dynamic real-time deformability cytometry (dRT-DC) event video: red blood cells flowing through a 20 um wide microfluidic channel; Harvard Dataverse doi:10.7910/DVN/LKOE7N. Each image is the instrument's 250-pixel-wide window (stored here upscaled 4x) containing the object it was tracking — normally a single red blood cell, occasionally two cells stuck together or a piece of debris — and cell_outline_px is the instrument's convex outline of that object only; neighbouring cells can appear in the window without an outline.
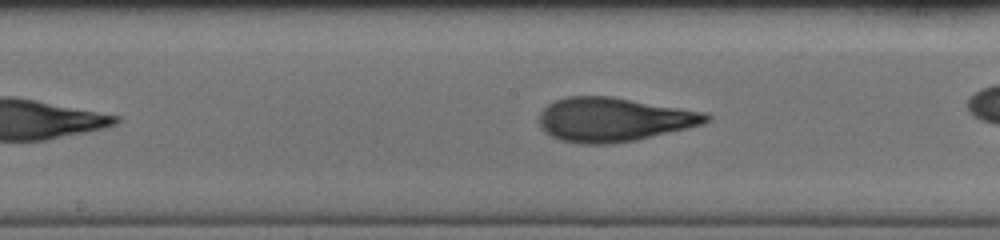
{"species": "human", "species_latin": "Homo sapiens", "temperature_condition": "cold", "stored_images_in_passage": 36, "camera_frame_rate_fps": 3000, "um_per_image_px": 0.085, "donor": {"sex": "female"}, "frame": {"image": 1, "passage_image": 16, "time_ms": 5.0, "image_size_px": [1000, 240], "cell_outline_px": [[712, 120], [704, 124], [688, 128], [636, 140], [608, 144], [580, 144], [560, 140], [544, 132], [540, 128], [540, 112], [548, 104], [556, 100], [568, 96], [612, 96], [704, 112], [712, 116]], "centroid_in_image_um": [52.17, 10.16], "position_along_channel_um": 196.0, "area_um2": 42.95}}
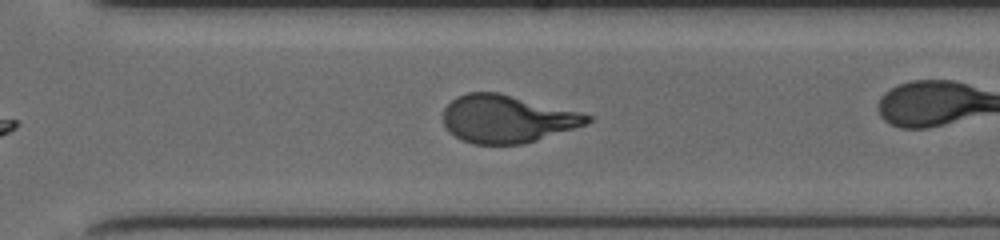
{"frame": {"image": 2, "passage_image": 26, "time_ms": 8.333, "image_size_px": [1000, 240], "cell_outline_px": [[592, 120], [588, 124], [524, 144], [472, 144], [460, 140], [448, 132], [444, 124], [444, 108], [456, 96], [468, 92], [496, 92], [580, 112], [592, 116]], "centroid_in_image_um": [43.08, 10.12], "position_along_channel_um": 327.5, "area_um2": 40.0}}